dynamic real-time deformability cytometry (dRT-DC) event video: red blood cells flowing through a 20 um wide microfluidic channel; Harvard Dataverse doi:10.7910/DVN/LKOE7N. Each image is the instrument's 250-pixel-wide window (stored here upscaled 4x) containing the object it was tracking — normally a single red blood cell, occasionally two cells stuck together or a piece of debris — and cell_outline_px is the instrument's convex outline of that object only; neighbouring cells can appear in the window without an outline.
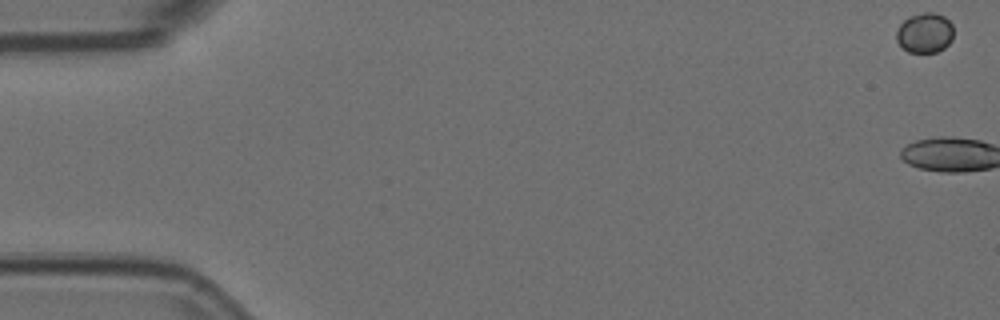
{"species": "Egyptian fruit bat (a non-hibernating species)", "species_latin": "Rousettus aegyptiacus", "temperature_condition": "room temperature", "stored_images_in_passage": 6, "camera_frame_rate_fps": 3000, "um_per_image_px": 0.085, "animal": {"sex": "female"}, "frame": {"image": 1, "passage_image": 1, "time_ms": 0.0, "image_size_px": [1000, 320], "cell_outline_px": [[952, 40], [944, 48], [936, 52], [908, 52], [896, 40], [896, 32], [900, 24], [908, 16], [924, 12], [936, 12], [944, 16], [952, 24]], "centroid_in_image_um": [78.6, 2.78], "position_along_channel_um": 6.4, "area_um2": 13.35}}